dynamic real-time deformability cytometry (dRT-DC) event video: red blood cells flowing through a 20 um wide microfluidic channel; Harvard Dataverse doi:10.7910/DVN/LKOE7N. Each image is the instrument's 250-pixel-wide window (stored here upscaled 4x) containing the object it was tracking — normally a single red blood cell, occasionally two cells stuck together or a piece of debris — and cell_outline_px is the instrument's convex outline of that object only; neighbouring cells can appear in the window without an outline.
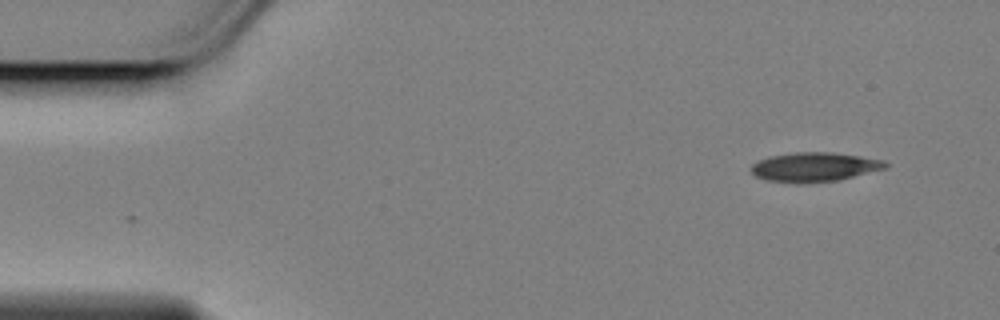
{"species": "Egyptian fruit bat (a non-hibernating species)", "species_latin": "Rousettus aegyptiacus", "temperature_condition": "cold", "stored_images_in_passage": 53, "camera_frame_rate_fps": 3000, "um_per_image_px": 0.085, "animal": {"sex": "female"}, "frame": {"image": 1, "passage_image": 1, "time_ms": 0.0, "image_size_px": [1000, 320], "cell_outline_px": [[892, 164], [888, 168], [840, 180], [800, 184], [768, 180], [756, 176], [748, 168], [756, 160], [768, 156], [796, 152], [832, 152], [860, 156], [884, 160]], "centroid_in_image_um": [69.25, 14.2], "position_along_channel_um": 15.8, "area_um2": 23.41}}
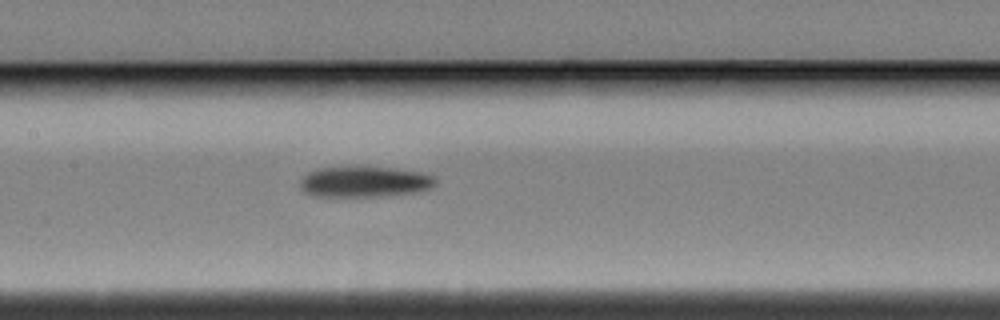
{"frame": {"image": 2, "passage_image": 23, "time_ms": 7.333, "image_size_px": [1000, 320], "cell_outline_px": [[436, 184], [420, 192], [380, 196], [316, 196], [304, 192], [300, 188], [300, 180], [308, 172], [320, 168], [348, 164], [364, 164], [420, 172], [436, 176]], "centroid_in_image_um": [30.97, 15.4], "position_along_channel_um": 176.4, "area_um2": 25.2}}
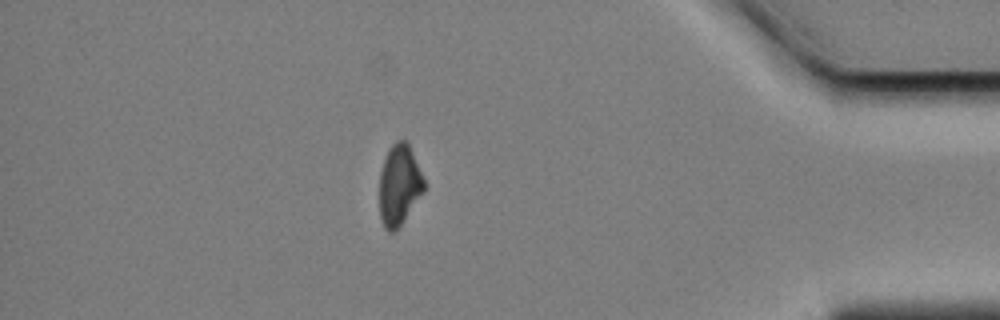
{"frame": {"image": 3, "passage_image": 46, "time_ms": 15.0, "image_size_px": [1000, 320], "cell_outline_px": [[424, 192], [396, 232], [388, 232], [384, 228], [380, 220], [380, 172], [388, 148], [396, 140], [408, 140], [424, 180]], "centroid_in_image_um": [33.93, 15.74], "position_along_channel_um": 401.3, "area_um2": 21.21}, "authors_computed_cell_mechanics": {"area_um2": 23.7558, "velocity_mm_per_s": 3.4575, "shape_relaxation_time_tau1_ms": 4.3681, "shape_relaxation_time_tau2_ms": null, "deformation_change_tau1": 0.1077, "deformation_change_tau2": null}}